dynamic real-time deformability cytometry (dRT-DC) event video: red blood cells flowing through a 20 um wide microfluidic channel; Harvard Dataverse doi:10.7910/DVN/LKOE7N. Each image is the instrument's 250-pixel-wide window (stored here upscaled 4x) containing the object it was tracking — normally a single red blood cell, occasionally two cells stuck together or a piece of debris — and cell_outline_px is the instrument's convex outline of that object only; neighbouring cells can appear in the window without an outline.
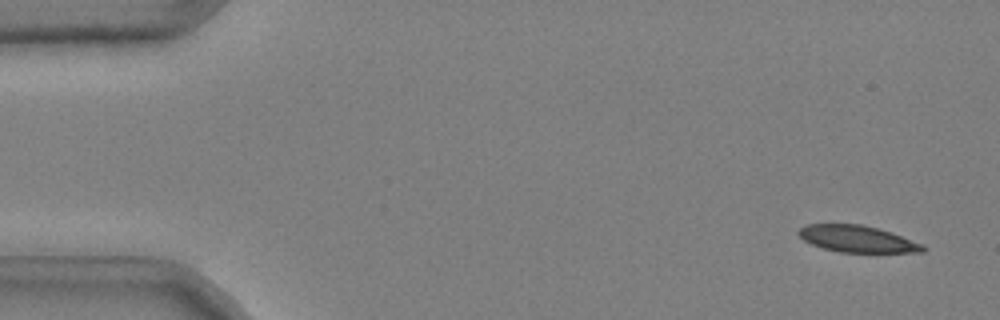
{"species": "common noctule bat (a hibernating species)", "species_latin": "Nyctalus noctula", "temperature_condition": "cold", "stored_images_in_passage": 50, "camera_frame_rate_fps": 3000, "um_per_image_px": 0.085, "animal": {"sex": "male", "body_mass_g": 20.4}, "frame": {"image": 1, "passage_image": 1, "time_ms": 0.0, "image_size_px": [1000, 320], "cell_outline_px": [[928, 248], [924, 252], [840, 252], [824, 248], [812, 244], [804, 240], [796, 232], [800, 228], [808, 224], [860, 224], [876, 228], [924, 244]], "centroid_in_image_um": [72.87, 20.31], "position_along_channel_um": 12.1, "area_um2": 19.07}}
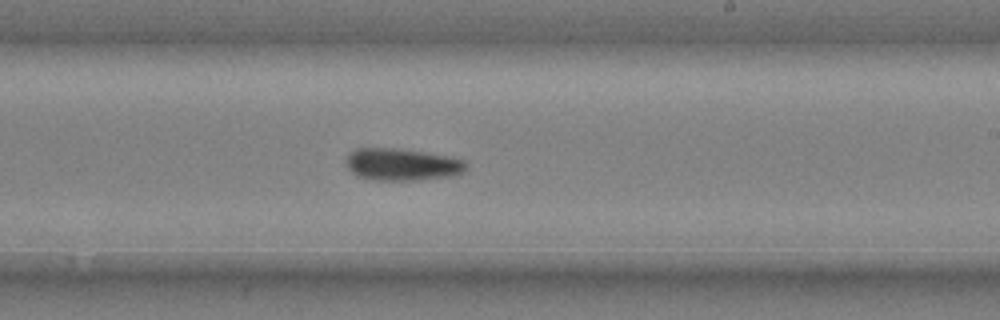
{"frame": {"image": 2, "passage_image": 30, "time_ms": 9.667, "image_size_px": [1000, 320], "cell_outline_px": [[468, 168], [464, 172], [452, 176], [416, 180], [372, 180], [356, 176], [348, 168], [348, 156], [356, 148], [396, 148], [424, 152], [448, 156], [464, 160], [468, 164]], "centroid_in_image_um": [34.22, 13.99], "position_along_channel_um": 254.8, "area_um2": 22.48}}
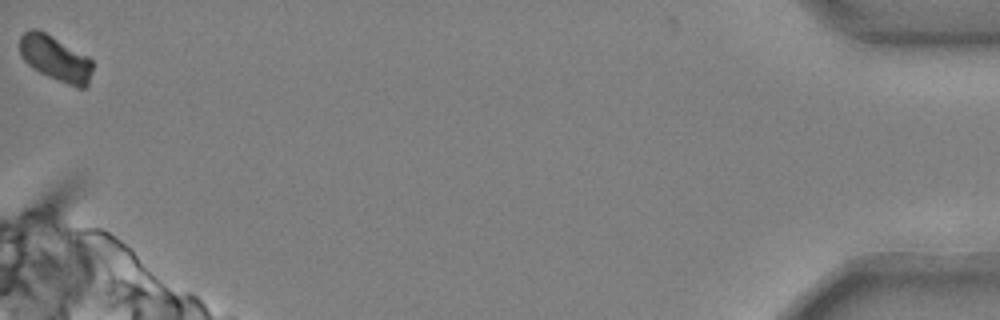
{"frame": {"image": 3, "passage_image": 50, "time_ms": 16.333, "image_size_px": [1000, 320], "cell_outline_px": [[92, 72], [88, 84], [84, 88], [76, 88], [48, 76], [32, 68], [20, 56], [20, 36], [24, 32], [32, 28], [36, 28], [44, 32], [88, 56], [92, 60]], "centroid_in_image_um": [4.71, 4.97], "position_along_channel_um": 430.5, "area_um2": 19.19}, "authors_computed_cell_mechanics": {"area_um2": 21.7039, "velocity_mm_per_s": 3.7011, "shape_relaxation_time_tau1_ms": 4.6511, "shape_relaxation_time_tau2_ms": 5.2701, "deformation_change_tau1": 0.1135, "deformation_change_tau2": 0.0923}}